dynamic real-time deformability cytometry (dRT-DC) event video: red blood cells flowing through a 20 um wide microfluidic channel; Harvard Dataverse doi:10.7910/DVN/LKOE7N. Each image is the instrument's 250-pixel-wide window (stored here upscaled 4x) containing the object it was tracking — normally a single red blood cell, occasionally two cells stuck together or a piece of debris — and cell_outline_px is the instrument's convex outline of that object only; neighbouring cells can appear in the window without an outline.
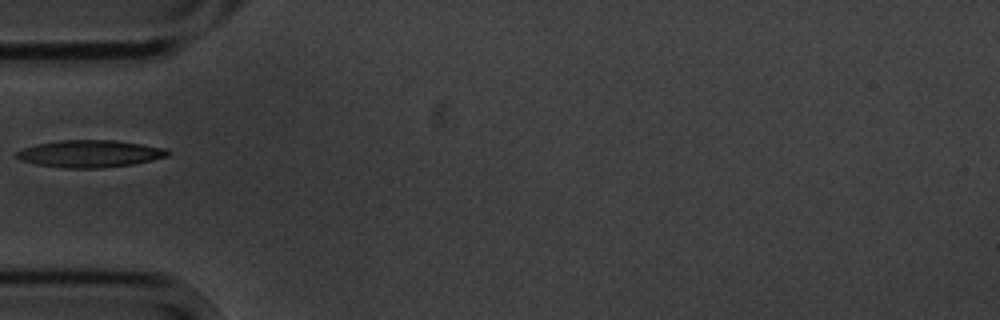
{"species": "common noctule bat (a hibernating species)", "species_latin": "Nyctalus noctula", "temperature_condition": "cold", "stored_images_in_passage": 5, "camera_frame_rate_fps": 3000, "um_per_image_px": 0.085, "animal": {"sex": "male", "body_mass_g": 20.1, "forearm_length_mm": 53.5}, "frame": {"image": 1, "passage_image": 5, "time_ms": 4.667, "image_size_px": [1000, 320], "cell_outline_px": [[168, 156], [152, 160], [132, 164], [100, 168], [64, 168], [36, 164], [20, 160], [12, 156], [16, 152], [24, 148], [36, 144], [60, 140], [116, 140], [168, 148]], "centroid_in_image_um": [7.62, 13.06], "position_along_channel_um": 77.4, "area_um2": 24.04}}